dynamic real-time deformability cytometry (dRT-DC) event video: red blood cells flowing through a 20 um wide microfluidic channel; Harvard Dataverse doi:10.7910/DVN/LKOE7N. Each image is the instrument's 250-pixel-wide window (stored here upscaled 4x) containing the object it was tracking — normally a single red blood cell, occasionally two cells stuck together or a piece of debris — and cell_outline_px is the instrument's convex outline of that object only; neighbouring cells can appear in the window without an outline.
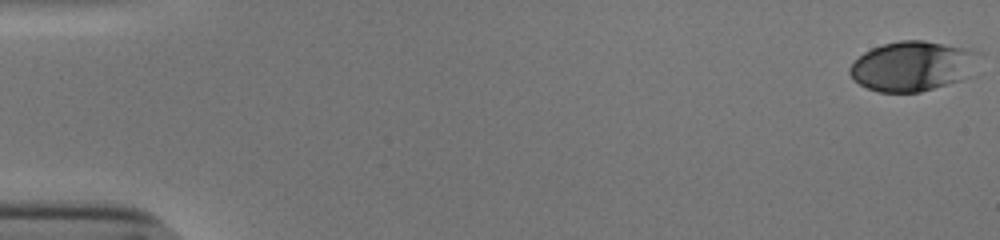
{"species": "human", "species_latin": "Homo sapiens", "temperature_condition": "cold", "stored_images_in_passage": 48, "camera_frame_rate_fps": 3000, "um_per_image_px": 0.085, "donor": {"sex": "male"}, "frame": {"image": 1, "passage_image": 1, "time_ms": 0.0, "image_size_px": [1000, 240], "cell_outline_px": [[980, 52], [960, 80], [920, 92], [880, 92], [868, 88], [860, 84], [848, 72], [848, 68], [864, 52], [872, 48], [884, 44], [900, 40], [924, 40], [968, 48]], "centroid_in_image_um": [77.48, 5.6], "position_along_channel_um": 7.5, "area_um2": 36.59}}
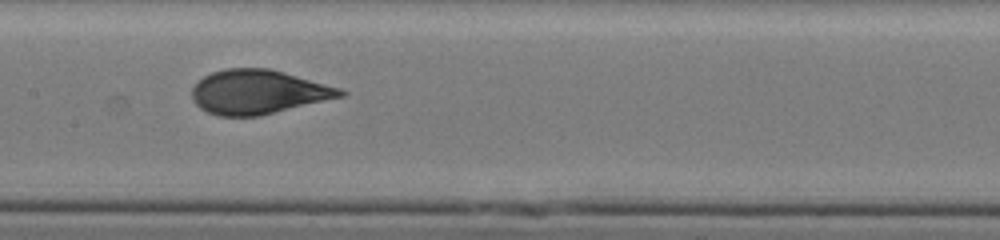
{"frame": {"image": 2, "passage_image": 28, "time_ms": 9.0, "image_size_px": [1000, 240], "cell_outline_px": [[348, 92], [344, 96], [260, 116], [220, 116], [208, 112], [200, 108], [192, 100], [192, 88], [204, 76], [212, 72], [224, 68], [268, 68], [284, 72], [340, 88]], "centroid_in_image_um": [21.94, 7.82], "position_along_channel_um": 185.5, "area_um2": 38.09}}
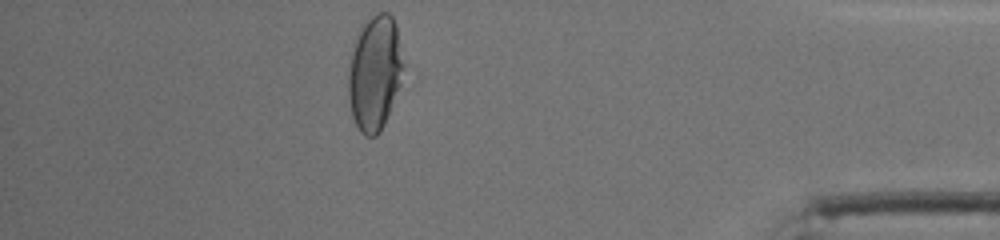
{"frame": {"image": 3, "passage_image": 48, "time_ms": 15.667, "image_size_px": [1000, 240], "cell_outline_px": [[404, 68], [400, 84], [384, 124], [380, 132], [376, 136], [364, 136], [360, 132], [352, 116], [348, 96], [348, 68], [352, 40], [360, 24], [376, 12], [388, 12], [392, 16], [396, 24]], "centroid_in_image_um": [31.81, 6.14], "position_along_channel_um": 403.4, "area_um2": 37.51}, "authors_computed_cell_mechanics": {"area_um2": 37.7723, "velocity_mm_per_s": 3.8475, "shape_relaxation_time_tau1_ms": 4.9831, "shape_relaxation_time_tau2_ms": null, "deformation_change_tau1": 0.1915, "deformation_change_tau2": null}}